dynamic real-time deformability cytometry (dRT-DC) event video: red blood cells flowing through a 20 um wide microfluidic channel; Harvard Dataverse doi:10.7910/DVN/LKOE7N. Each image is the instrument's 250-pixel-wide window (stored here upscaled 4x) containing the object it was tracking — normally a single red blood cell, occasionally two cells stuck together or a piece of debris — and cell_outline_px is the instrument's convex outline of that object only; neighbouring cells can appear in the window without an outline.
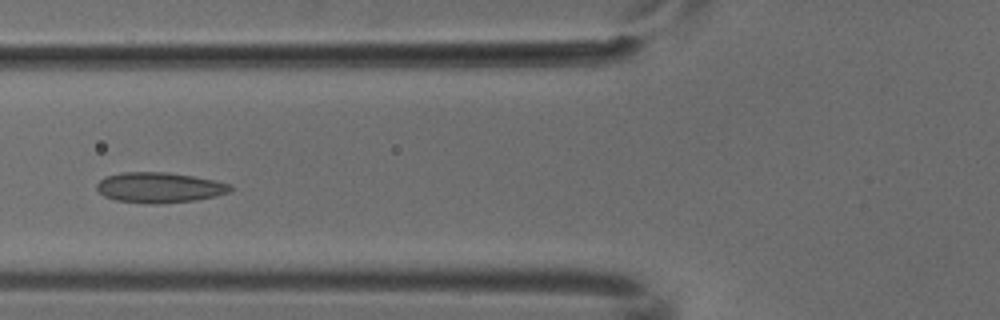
{"species": "common noctule bat (a hibernating species)", "species_latin": "Nyctalus noctula", "temperature_condition": "cold", "stored_images_in_passage": 6, "camera_frame_rate_fps": 3000, "um_per_image_px": 0.085, "animal": {"sex": "male", "body_mass_g": 18.8}, "frame": {"image": 1, "passage_image": 6, "time_ms": 1.667, "image_size_px": [1000, 320], "cell_outline_px": [[232, 188], [228, 192], [216, 196], [196, 200], [156, 204], [148, 204], [116, 200], [104, 196], [96, 188], [96, 184], [104, 176], [120, 172], [168, 172], [216, 180], [232, 184]], "centroid_in_image_um": [13.54, 15.93], "position_along_channel_um": 112.3, "area_um2": 23.81}}